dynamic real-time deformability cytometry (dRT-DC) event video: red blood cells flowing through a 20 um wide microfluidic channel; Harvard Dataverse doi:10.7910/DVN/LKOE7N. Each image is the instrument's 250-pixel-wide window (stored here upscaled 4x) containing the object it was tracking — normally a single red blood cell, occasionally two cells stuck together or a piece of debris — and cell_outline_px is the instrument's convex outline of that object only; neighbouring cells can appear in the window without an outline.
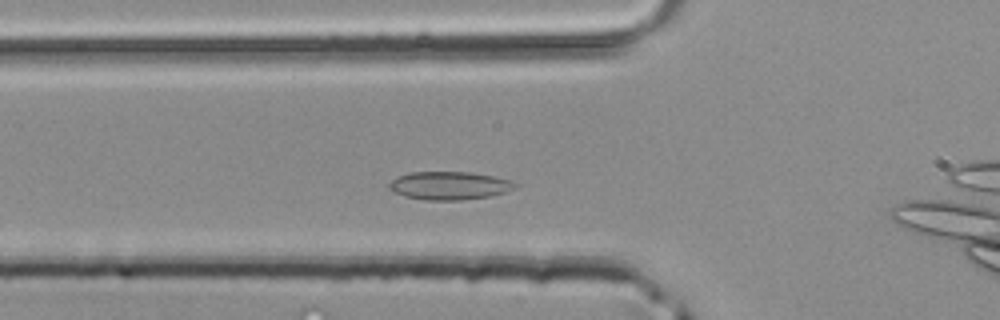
{"species": "common noctule bat (a hibernating species)", "species_latin": "Nyctalus noctula", "temperature_condition": "room temperature", "stored_images_in_passage": 41, "camera_frame_rate_fps": 3000, "um_per_image_px": 0.085, "animal": {"sex": "male", "body_mass_g": 20.4}, "frame": {"image": 1, "passage_image": 11, "time_ms": 3.333, "image_size_px": [1000, 320], "cell_outline_px": [[520, 184], [516, 188], [492, 196], [460, 200], [428, 200], [404, 196], [388, 188], [388, 184], [396, 176], [408, 172], [468, 172], [492, 176], [508, 180]], "centroid_in_image_um": [38.19, 15.77], "position_along_channel_um": 87.6, "area_um2": 20.63}}
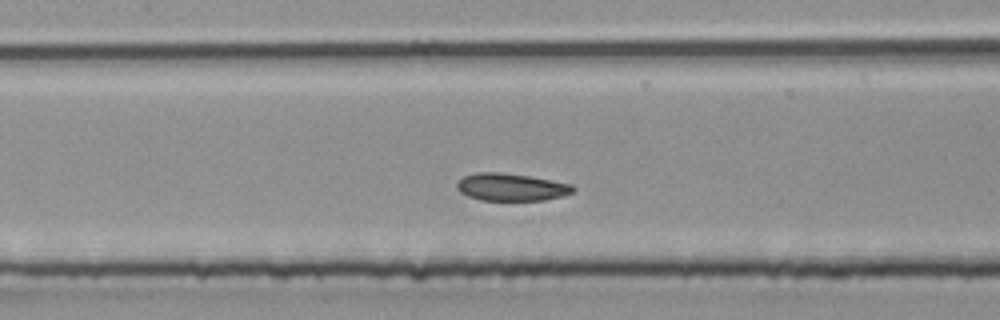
{"frame": {"image": 2, "passage_image": 16, "time_ms": 5.0, "image_size_px": [1000, 320], "cell_outline_px": [[576, 192], [564, 196], [544, 200], [480, 200], [468, 196], [460, 192], [456, 188], [456, 184], [464, 176], [476, 172], [500, 172], [532, 176], [572, 184], [576, 188]], "centroid_in_image_um": [43.5, 15.9], "position_along_channel_um": 163.9, "area_um2": 18.84}}
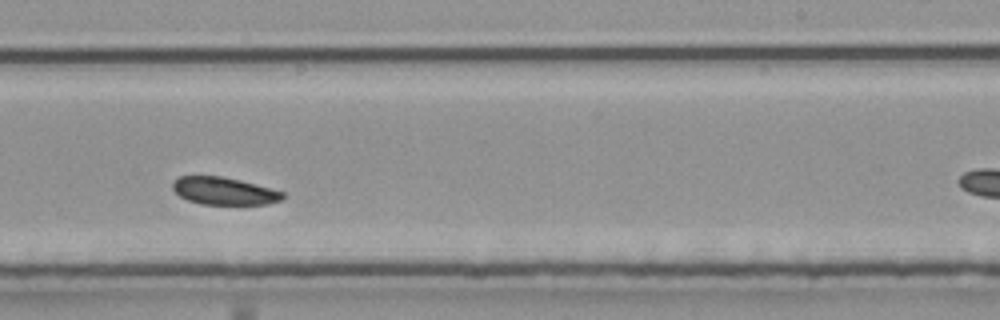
{"frame": {"image": 3, "passage_image": 23, "time_ms": 7.333, "image_size_px": [1000, 320], "cell_outline_px": [[284, 196], [280, 200], [268, 204], [200, 204], [188, 200], [180, 196], [172, 188], [172, 180], [180, 176], [220, 176], [240, 180], [284, 192]], "centroid_in_image_um": [19.01, 16.23], "position_along_channel_um": 270.0, "area_um2": 17.51}}